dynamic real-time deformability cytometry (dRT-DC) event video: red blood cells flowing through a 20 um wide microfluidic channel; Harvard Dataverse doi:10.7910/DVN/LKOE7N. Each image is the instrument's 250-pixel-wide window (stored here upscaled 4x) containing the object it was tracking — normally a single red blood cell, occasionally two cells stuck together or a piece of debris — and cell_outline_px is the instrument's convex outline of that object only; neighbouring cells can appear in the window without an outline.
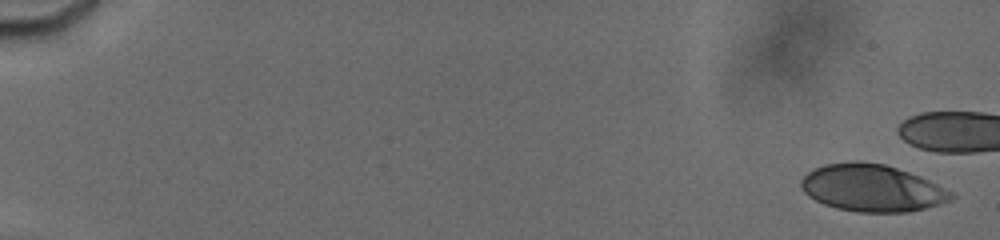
{"species": "human", "species_latin": "Homo sapiens", "temperature_condition": "cold", "stored_images_in_passage": 16, "camera_frame_rate_fps": 3000, "um_per_image_px": 0.085, "donor": {"sex": "male"}, "frame": {"image": 1, "passage_image": 1, "time_ms": 0.0, "image_size_px": [1000, 240], "cell_outline_px": [[956, 196], [952, 200], [940, 204], [908, 212], [856, 212], [836, 208], [824, 204], [808, 196], [800, 188], [800, 180], [808, 172], [824, 164], [852, 160], [860, 160], [884, 164], [920, 176], [952, 192]], "centroid_in_image_um": [74.09, 15.97], "position_along_channel_um": 10.9, "area_um2": 41.33}}
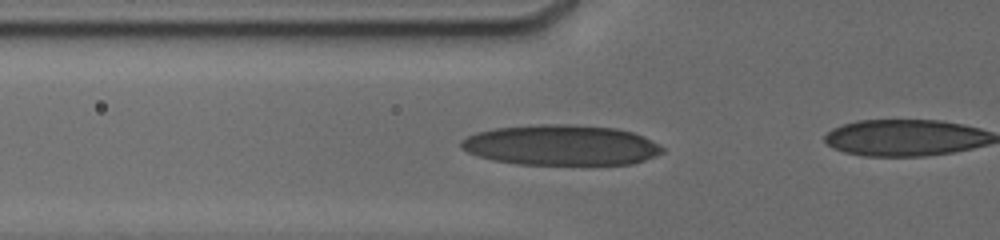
{"frame": {"image": 2, "passage_image": 14, "time_ms": 6.667, "image_size_px": [1000, 240], "cell_outline_px": [[664, 152], [644, 160], [632, 164], [516, 164], [492, 160], [476, 156], [460, 148], [460, 140], [476, 132], [496, 128], [536, 124], [572, 124], [616, 128], [632, 132], [660, 144], [664, 148]], "centroid_in_image_um": [47.66, 12.33], "position_along_channel_um": 78.1, "area_um2": 47.57}}